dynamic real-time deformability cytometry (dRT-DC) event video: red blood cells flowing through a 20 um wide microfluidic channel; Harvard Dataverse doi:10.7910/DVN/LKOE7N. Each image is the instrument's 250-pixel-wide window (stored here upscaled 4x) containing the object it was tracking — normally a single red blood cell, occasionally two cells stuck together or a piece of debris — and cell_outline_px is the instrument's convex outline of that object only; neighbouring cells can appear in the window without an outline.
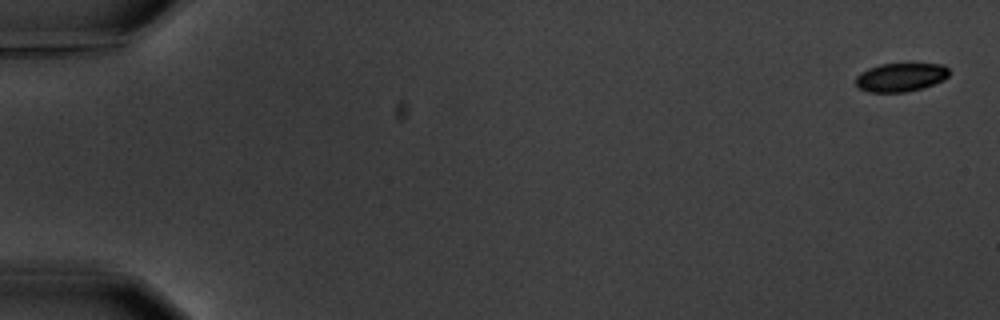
{"species": "common noctule bat (a hibernating species)", "species_latin": "Nyctalus noctula", "temperature_condition": "warm", "stored_images_in_passage": 6, "segment_of_instrument_passage": [1, 2], "camera_frame_rate_fps": 3000, "um_per_image_px": 0.085, "animal": {"sex": "male", "body_mass_g": 20.1, "forearm_length_mm": 53.5}, "frame": {"image": 1, "passage_image": 1, "time_ms": 0.0, "image_size_px": [1000, 320], "cell_outline_px": [[948, 76], [944, 80], [920, 88], [904, 92], [868, 92], [860, 88], [856, 84], [856, 76], [860, 72], [868, 68], [880, 64], [944, 64], [948, 68]], "centroid_in_image_um": [76.54, 6.56], "position_along_channel_um": 8.5, "area_um2": 15.43}}
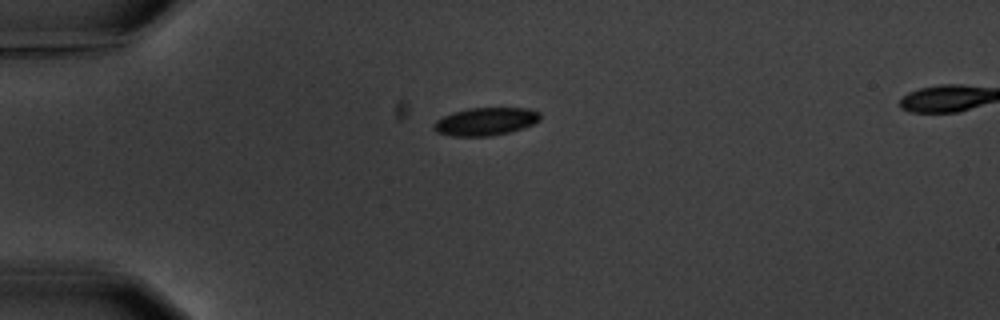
{"frame": {"image": 2, "passage_image": 5, "time_ms": 4.667, "image_size_px": [1000, 320], "cell_outline_px": [[540, 120], [532, 124], [508, 132], [492, 136], [452, 136], [436, 132], [432, 128], [432, 124], [436, 120], [444, 116], [468, 108], [528, 108], [540, 112]], "centroid_in_image_um": [41.25, 10.33], "position_along_channel_um": 43.8, "area_um2": 17.17}}